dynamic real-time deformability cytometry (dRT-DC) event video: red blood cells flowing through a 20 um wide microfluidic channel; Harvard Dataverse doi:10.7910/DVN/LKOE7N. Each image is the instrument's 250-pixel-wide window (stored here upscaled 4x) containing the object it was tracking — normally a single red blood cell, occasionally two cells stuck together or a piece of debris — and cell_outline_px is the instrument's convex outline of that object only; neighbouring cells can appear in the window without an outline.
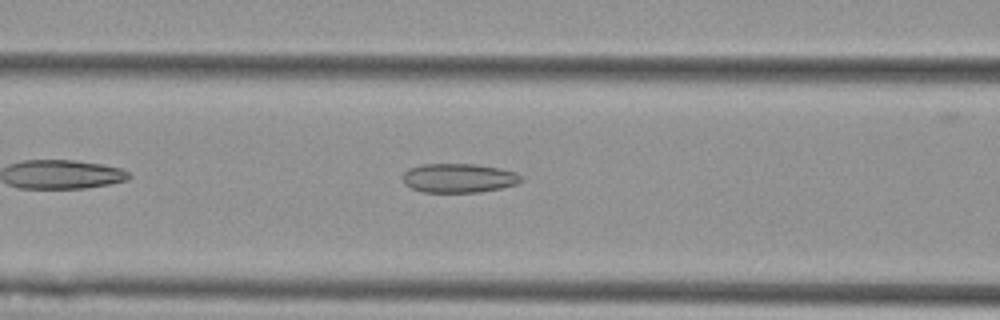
{"species": "Egyptian fruit bat (a non-hibernating species)", "species_latin": "Rousettus aegyptiacus", "temperature_condition": "cold", "stored_images_in_passage": 42, "camera_frame_rate_fps": 3000, "um_per_image_px": 0.085, "animal": {"sex": "female"}, "frame": {"image": 1, "passage_image": 9, "time_ms": 2.667, "image_size_px": [1000, 320], "cell_outline_px": [[524, 180], [516, 184], [500, 188], [480, 192], [424, 192], [412, 188], [404, 184], [404, 172], [408, 168], [420, 164], [472, 164], [500, 168], [516, 172]], "centroid_in_image_um": [38.99, 15.13], "position_along_channel_um": 127.6, "area_um2": 20.06}}
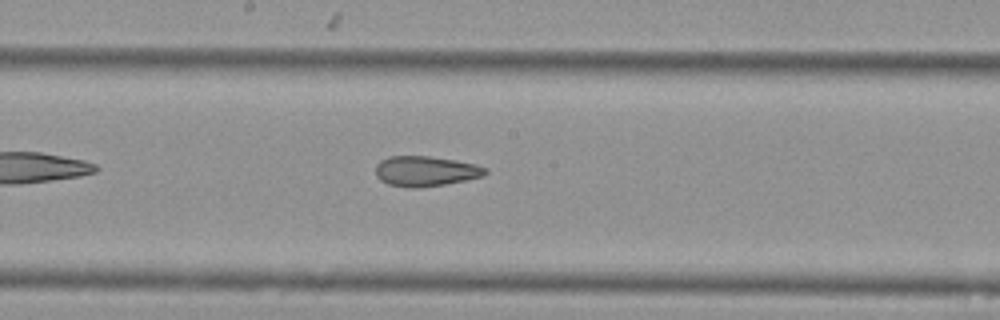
{"frame": {"image": 2, "passage_image": 16, "time_ms": 5.0, "image_size_px": [1000, 320], "cell_outline_px": [[488, 172], [484, 176], [444, 184], [420, 188], [408, 188], [388, 184], [380, 180], [376, 176], [376, 164], [380, 160], [388, 156], [428, 156], [456, 160], [476, 164], [488, 168]], "centroid_in_image_um": [36.17, 14.55], "position_along_channel_um": 212.0, "area_um2": 19.48}}
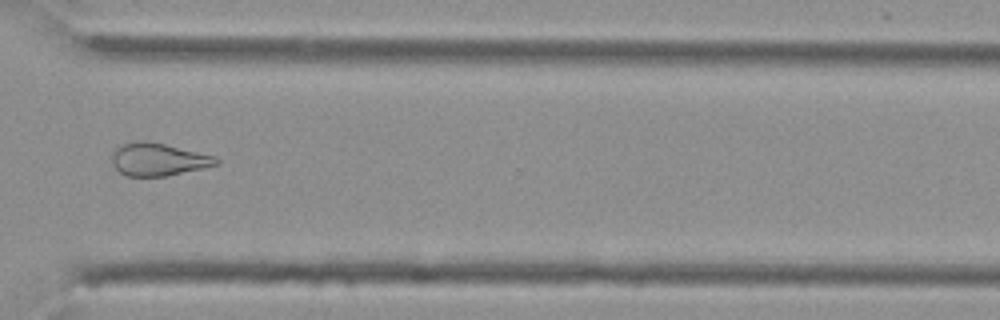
{"frame": {"image": 3, "passage_image": 28, "time_ms": 9.0, "image_size_px": [1000, 320], "cell_outline_px": [[220, 164], [204, 168], [168, 176], [128, 176], [120, 172], [112, 164], [112, 152], [120, 144], [136, 140], [144, 140], [164, 144], [212, 156], [220, 160]], "centroid_in_image_um": [13.41, 13.55], "position_along_channel_um": 357.2, "area_um2": 19.83}, "authors_computed_cell_mechanics": {"area_um2": 20.2589, "velocity_mm_per_s": 3.6282, "shape_relaxation_time_tau1_ms": null, "shape_relaxation_time_tau2_ms": 3.4594, "deformation_change_tau1": null, "deformation_change_tau2": 0.114}}